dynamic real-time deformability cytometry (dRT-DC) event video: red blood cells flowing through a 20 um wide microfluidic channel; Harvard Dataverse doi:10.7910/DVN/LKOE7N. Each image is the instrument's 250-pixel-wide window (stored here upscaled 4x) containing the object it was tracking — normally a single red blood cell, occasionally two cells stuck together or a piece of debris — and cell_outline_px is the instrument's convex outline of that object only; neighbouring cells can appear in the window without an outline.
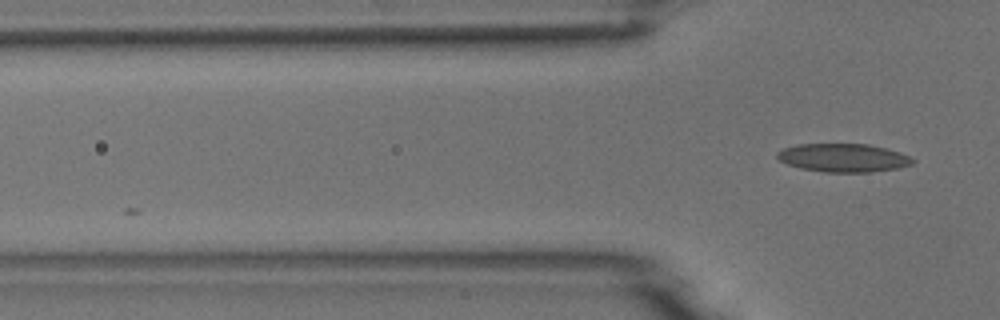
{"species": "common noctule bat (a hibernating species)", "species_latin": "Nyctalus noctula", "temperature_condition": "room temperature", "stored_images_in_passage": 5, "camera_frame_rate_fps": 3000, "um_per_image_px": 0.085, "animal": {"sex": "male", "body_mass_g": 18.8}, "frame": {"image": 1, "passage_image": 5, "time_ms": 1.333, "image_size_px": [1000, 320], "cell_outline_px": [[916, 160], [912, 164], [896, 168], [872, 172], [824, 172], [800, 168], [788, 164], [780, 160], [776, 156], [776, 152], [784, 148], [796, 144], [868, 144], [884, 148], [908, 156]], "centroid_in_image_um": [71.64, 13.41], "position_along_channel_um": 54.2, "area_um2": 22.2}}